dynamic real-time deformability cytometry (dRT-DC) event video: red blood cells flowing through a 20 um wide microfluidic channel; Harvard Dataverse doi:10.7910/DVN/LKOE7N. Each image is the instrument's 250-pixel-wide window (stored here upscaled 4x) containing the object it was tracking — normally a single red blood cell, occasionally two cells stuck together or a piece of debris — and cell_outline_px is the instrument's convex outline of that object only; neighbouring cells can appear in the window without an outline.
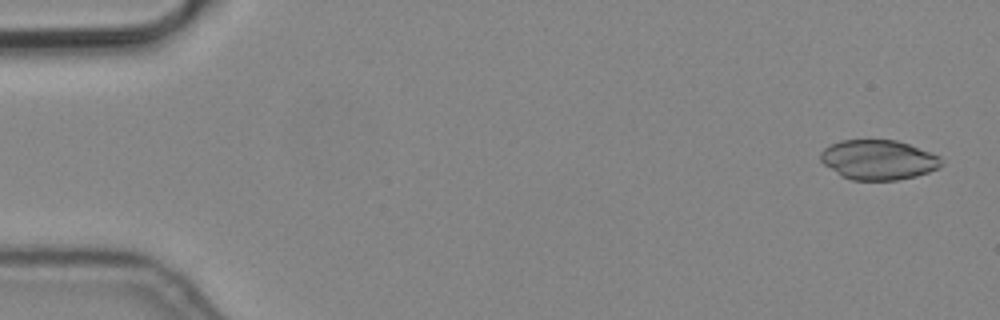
{"species": "common noctule bat (a hibernating species)", "species_latin": "Nyctalus noctula", "temperature_condition": "cold", "stored_images_in_passage": 5, "camera_frame_rate_fps": 3000, "um_per_image_px": 0.085, "animal": {"sex": "male", "body_mass_g": 19.2, "forearm_length_mm": 51.8}, "frame": {"image": 1, "passage_image": 1, "time_ms": 0.0, "image_size_px": [1000, 320], "cell_outline_px": [[940, 164], [936, 168], [928, 172], [916, 176], [896, 180], [852, 180], [840, 176], [824, 164], [820, 160], [820, 152], [824, 148], [840, 140], [896, 140], [908, 144], [940, 156]], "centroid_in_image_um": [74.61, 13.59], "position_along_channel_um": 10.4, "area_um2": 27.8}}
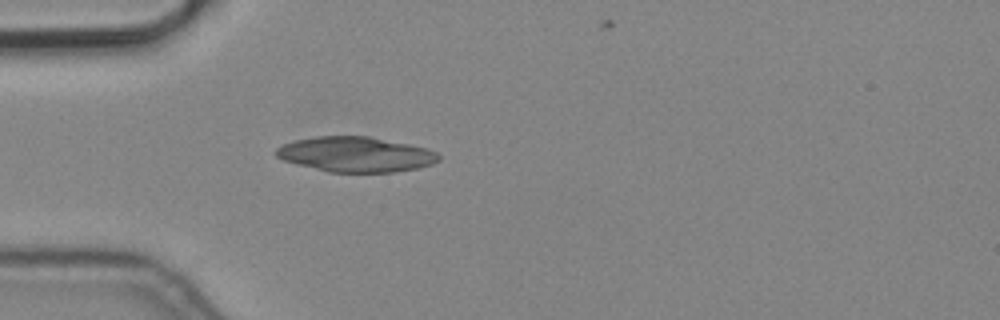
{"frame": {"image": 2, "passage_image": 5, "time_ms": 1.333, "image_size_px": [1000, 320], "cell_outline_px": [[440, 160], [432, 164], [416, 168], [396, 172], [328, 172], [296, 164], [284, 160], [276, 156], [276, 148], [284, 144], [296, 140], [316, 136], [368, 136], [408, 144], [424, 148], [436, 152], [440, 156]], "centroid_in_image_um": [30.23, 13.13], "position_along_channel_um": 54.8, "area_um2": 33.06}}